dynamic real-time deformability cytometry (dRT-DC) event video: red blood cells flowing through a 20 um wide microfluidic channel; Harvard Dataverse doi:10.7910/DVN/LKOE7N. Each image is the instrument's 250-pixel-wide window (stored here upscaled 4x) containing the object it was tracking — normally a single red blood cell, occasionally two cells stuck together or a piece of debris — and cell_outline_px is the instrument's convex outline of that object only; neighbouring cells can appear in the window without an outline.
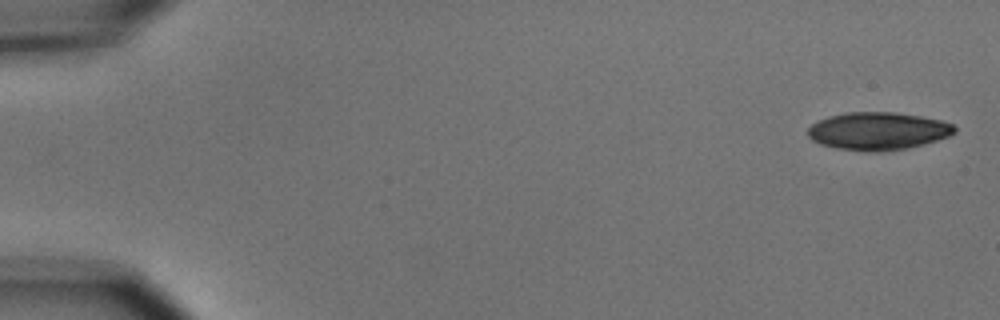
{"species": "common noctule bat (a hibernating species)", "species_latin": "Nyctalus noctula", "temperature_condition": "cold", "stored_images_in_passage": 5, "camera_frame_rate_fps": 3000, "um_per_image_px": 0.085, "animal": {"sex": "male", "body_mass_g": 15.6}, "frame": {"image": 1, "passage_image": 1, "time_ms": 0.0, "image_size_px": [1000, 320], "cell_outline_px": [[956, 132], [948, 136], [924, 144], [904, 148], [880, 152], [872, 152], [836, 148], [820, 144], [812, 140], [808, 136], [808, 128], [812, 124], [828, 116], [848, 112], [892, 112], [920, 116], [940, 120], [952, 124], [956, 128]], "centroid_in_image_um": [74.61, 11.14], "position_along_channel_um": 10.4, "area_um2": 32.08}}